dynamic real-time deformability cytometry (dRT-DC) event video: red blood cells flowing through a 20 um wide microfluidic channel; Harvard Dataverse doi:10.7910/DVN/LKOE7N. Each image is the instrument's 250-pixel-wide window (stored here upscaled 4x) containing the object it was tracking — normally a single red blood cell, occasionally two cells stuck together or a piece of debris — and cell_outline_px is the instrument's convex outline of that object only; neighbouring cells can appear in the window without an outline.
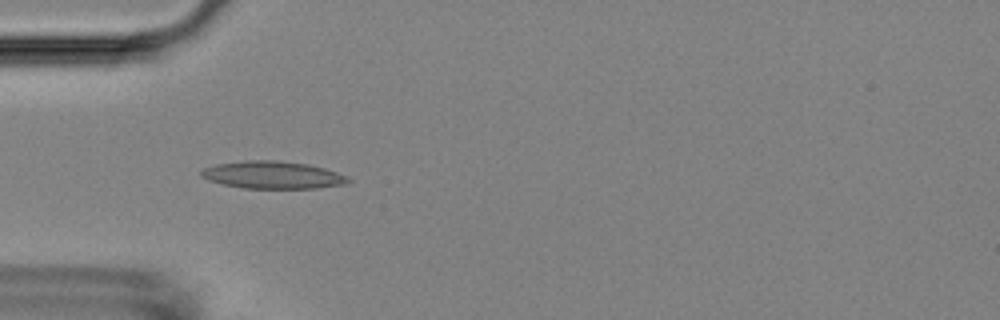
{"species": "Egyptian fruit bat (a non-hibernating species)", "species_latin": "Rousettus aegyptiacus", "temperature_condition": "room temperature", "stored_images_in_passage": 52, "camera_frame_rate_fps": 3000, "um_per_image_px": 0.085, "animal": {"sex": "female"}, "frame": {"image": 1, "passage_image": 15, "time_ms": 4.667, "image_size_px": [1000, 320], "cell_outline_px": [[352, 180], [344, 184], [316, 188], [244, 188], [224, 184], [208, 180], [200, 176], [200, 172], [204, 168], [216, 164], [244, 160], [276, 160], [308, 164], [324, 168], [348, 176]], "centroid_in_image_um": [23.17, 14.86], "position_along_channel_um": 61.8, "area_um2": 23.47}}
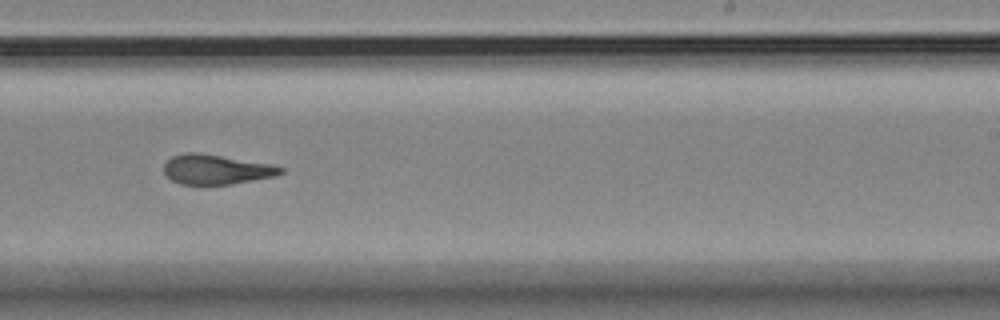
{"frame": {"image": 2, "passage_image": 32, "time_ms": 10.333, "image_size_px": [1000, 320], "cell_outline_px": [[284, 172], [276, 176], [232, 184], [180, 184], [172, 180], [164, 172], [164, 164], [172, 156], [184, 152], [196, 152], [268, 164], [284, 168]], "centroid_in_image_um": [18.35, 14.41], "position_along_channel_um": 270.6, "area_um2": 19.94}}
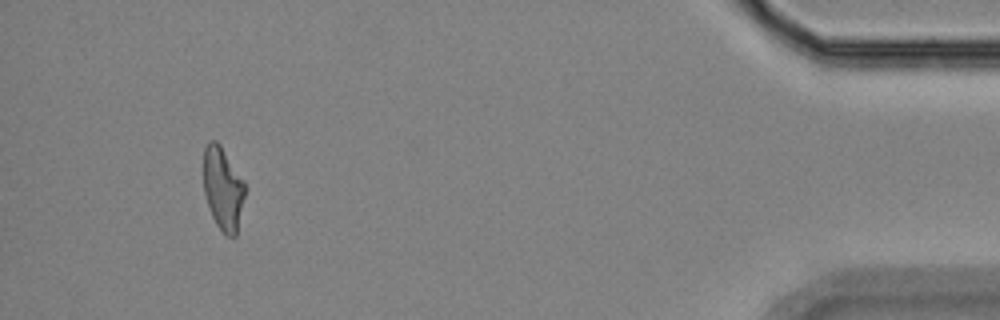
{"frame": {"image": 3, "passage_image": 49, "time_ms": 16.0, "image_size_px": [1000, 320], "cell_outline_px": [[244, 196], [236, 236], [228, 236], [216, 224], [212, 216], [204, 192], [204, 148], [208, 140], [216, 140], [220, 144], [244, 180]], "centroid_in_image_um": [18.94, 15.98], "position_along_channel_um": 416.3, "area_um2": 19.77}, "authors_computed_cell_mechanics": {"area_um2": 20.9814, "velocity_mm_per_s": 3.7043, "shape_relaxation_time_tau1_ms": 9.075, "shape_relaxation_time_tau2_ms": 1.465, "deformation_change_tau1": 0.2343, "deformation_change_tau2": 0.0978}}